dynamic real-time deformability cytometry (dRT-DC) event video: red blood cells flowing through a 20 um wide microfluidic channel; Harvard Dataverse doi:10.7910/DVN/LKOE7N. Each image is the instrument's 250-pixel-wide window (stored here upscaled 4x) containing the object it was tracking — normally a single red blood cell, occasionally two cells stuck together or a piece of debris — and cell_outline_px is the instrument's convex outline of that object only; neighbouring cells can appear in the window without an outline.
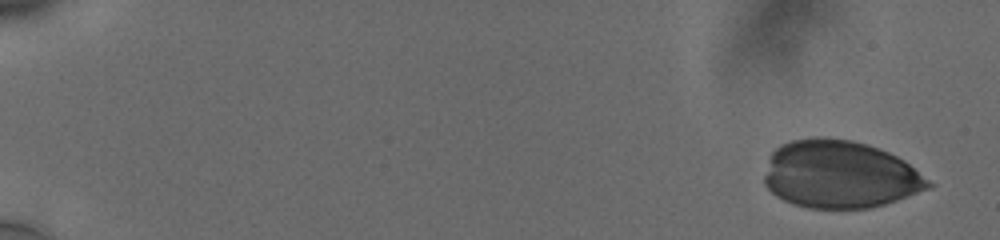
{"species": "human", "species_latin": "Homo sapiens", "temperature_condition": "cold", "stored_images_in_passage": 9, "camera_frame_rate_fps": 3000, "um_per_image_px": 0.085, "donor": {"sex": "male"}, "frame": {"image": 1, "passage_image": 1, "time_ms": 0.0, "image_size_px": [1000, 240], "cell_outline_px": [[936, 184], [928, 188], [896, 200], [884, 204], [868, 208], [808, 208], [792, 204], [776, 196], [764, 184], [764, 176], [772, 152], [780, 144], [792, 140], [816, 136], [852, 140], [888, 152], [904, 160]], "centroid_in_image_um": [71.37, 14.83], "position_along_channel_um": 13.6, "area_um2": 64.56}}